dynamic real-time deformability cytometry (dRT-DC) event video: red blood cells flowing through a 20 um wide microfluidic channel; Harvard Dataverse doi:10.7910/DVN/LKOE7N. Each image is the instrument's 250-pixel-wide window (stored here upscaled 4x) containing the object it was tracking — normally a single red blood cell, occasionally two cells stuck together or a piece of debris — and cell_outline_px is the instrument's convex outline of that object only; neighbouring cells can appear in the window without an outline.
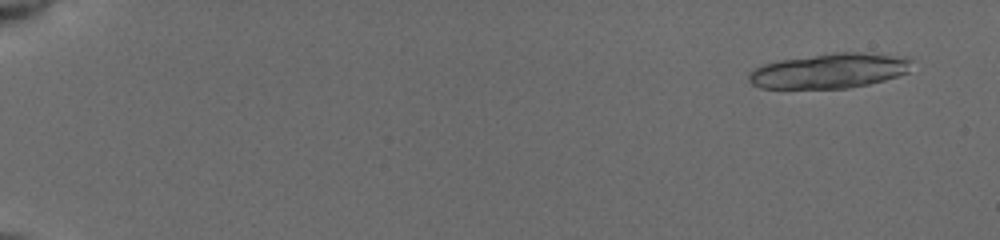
{"species": "common noctule bat (a hibernating species)", "species_latin": "Nyctalus noctula", "temperature_condition": "cold", "stored_images_in_passage": 24, "camera_frame_rate_fps": 3000, "um_per_image_px": 0.085, "animal": {"sex": "female", "body_mass_g": 19.5, "forearm_length_mm": 54.1}, "frame": {"image": 1, "passage_image": 4, "time_ms": 1.0, "image_size_px": [1000, 240], "cell_outline_px": [[912, 60], [908, 72], [884, 80], [868, 84], [848, 88], [760, 88], [752, 84], [748, 80], [748, 76], [756, 68], [764, 64], [780, 60], [832, 52], [864, 52], [904, 56]], "centroid_in_image_um": [70.53, 6.01], "position_along_channel_um": 14.5, "area_um2": 33.12}}